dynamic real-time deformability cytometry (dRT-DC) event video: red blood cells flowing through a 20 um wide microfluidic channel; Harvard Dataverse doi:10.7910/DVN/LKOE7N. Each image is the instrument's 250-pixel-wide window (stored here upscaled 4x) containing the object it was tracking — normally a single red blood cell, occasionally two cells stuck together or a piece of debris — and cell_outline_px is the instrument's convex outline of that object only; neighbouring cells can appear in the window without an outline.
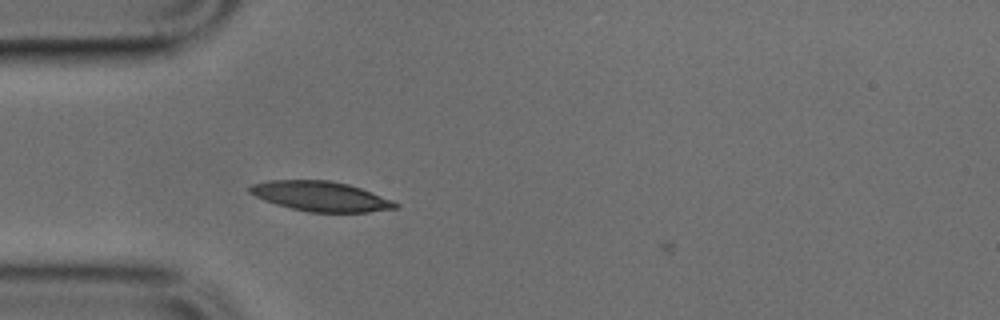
{"species": "common noctule bat (a hibernating species)", "species_latin": "Nyctalus noctula", "temperature_condition": "cold", "stored_images_in_passage": 12, "camera_frame_rate_fps": 3000, "um_per_image_px": 0.085, "animal": {"sex": "male", "body_mass_g": 17.9, "forearm_length_mm": 54.2}, "frame": {"image": 1, "passage_image": 8, "time_ms": 2.333, "image_size_px": [1000, 320], "cell_outline_px": [[400, 208], [368, 212], [308, 212], [276, 204], [264, 200], [248, 192], [248, 188], [252, 184], [268, 180], [328, 180], [348, 184], [372, 192], [392, 200], [400, 204]], "centroid_in_image_um": [27.28, 16.68], "position_along_channel_um": 57.7, "area_um2": 25.37}}